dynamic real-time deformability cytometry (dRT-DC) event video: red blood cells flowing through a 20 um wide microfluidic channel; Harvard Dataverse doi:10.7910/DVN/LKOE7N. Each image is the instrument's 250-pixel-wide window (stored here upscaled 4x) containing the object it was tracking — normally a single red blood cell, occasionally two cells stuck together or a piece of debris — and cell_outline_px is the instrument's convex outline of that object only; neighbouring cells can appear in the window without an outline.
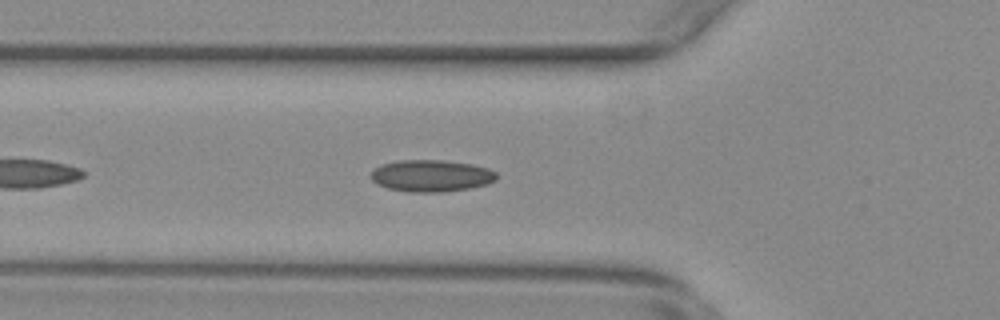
{"species": "common noctule bat (a hibernating species)", "species_latin": "Nyctalus noctula", "temperature_condition": "warm", "stored_images_in_passage": 39, "camera_frame_rate_fps": 3000, "um_per_image_px": 0.085, "animal": {"sex": "female", "body_mass_g": 29.2, "forearm_length_mm": 56.3}, "frame": {"image": 1, "passage_image": 7, "time_ms": 2.0, "image_size_px": [1000, 320], "cell_outline_px": [[496, 180], [488, 184], [472, 188], [440, 192], [408, 192], [388, 188], [376, 184], [368, 176], [380, 164], [400, 160], [444, 160], [472, 164], [488, 168], [496, 172]], "centroid_in_image_um": [36.65, 14.94], "position_along_channel_um": 89.2, "area_um2": 23.52}}
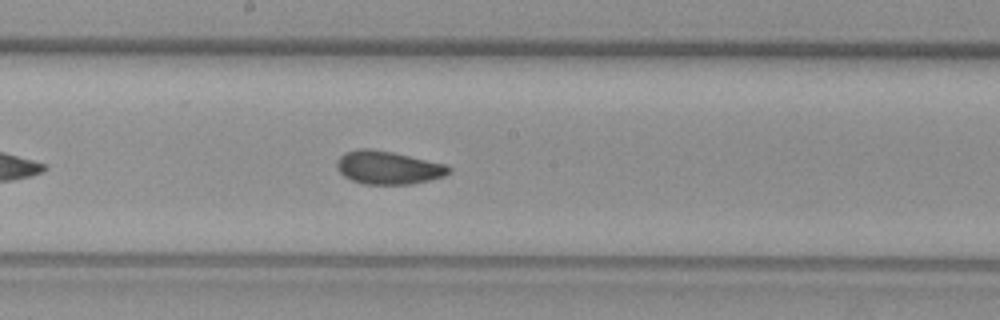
{"frame": {"image": 2, "passage_image": 17, "time_ms": 5.333, "image_size_px": [1000, 320], "cell_outline_px": [[452, 172], [444, 176], [412, 184], [364, 184], [352, 180], [344, 176], [336, 168], [336, 160], [344, 152], [360, 148], [368, 148], [392, 152], [448, 164], [452, 168]], "centroid_in_image_um": [33.0, 14.24], "position_along_channel_um": 215.2, "area_um2": 21.85}}
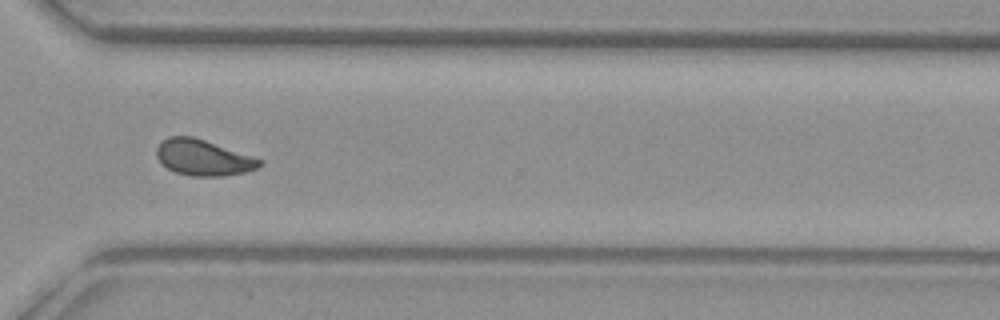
{"frame": {"image": 3, "passage_image": 28, "time_ms": 9.0, "image_size_px": [1000, 320], "cell_outline_px": [[264, 164], [256, 168], [244, 172], [224, 176], [192, 176], [176, 172], [168, 168], [156, 156], [156, 148], [168, 136], [192, 136], [264, 160]], "centroid_in_image_um": [17.29, 13.4], "position_along_channel_um": 353.3, "area_um2": 21.27}}